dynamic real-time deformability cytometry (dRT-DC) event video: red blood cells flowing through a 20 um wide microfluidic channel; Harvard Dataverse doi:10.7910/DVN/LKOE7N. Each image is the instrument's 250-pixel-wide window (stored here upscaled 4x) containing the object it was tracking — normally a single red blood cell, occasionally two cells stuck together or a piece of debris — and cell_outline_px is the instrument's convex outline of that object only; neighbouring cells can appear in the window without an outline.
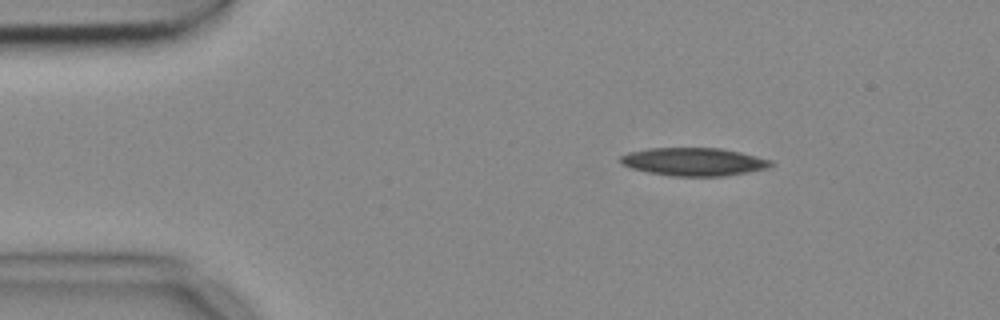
{"species": "common noctule bat (a hibernating species)", "species_latin": "Nyctalus noctula", "temperature_condition": "cold", "stored_images_in_passage": 4, "camera_frame_rate_fps": 3000, "um_per_image_px": 0.085, "animal": {"sex": "female", "body_mass_g": 18.4}, "frame": {"image": 1, "passage_image": 2, "time_ms": 0.333, "image_size_px": [1000, 320], "cell_outline_px": [[776, 164], [768, 168], [748, 172], [724, 176], [672, 176], [648, 172], [628, 168], [620, 164], [620, 156], [628, 152], [648, 148], [720, 148], [740, 152], [772, 160]], "centroid_in_image_um": [58.96, 13.75], "position_along_channel_um": 26.0, "area_um2": 24.8}}
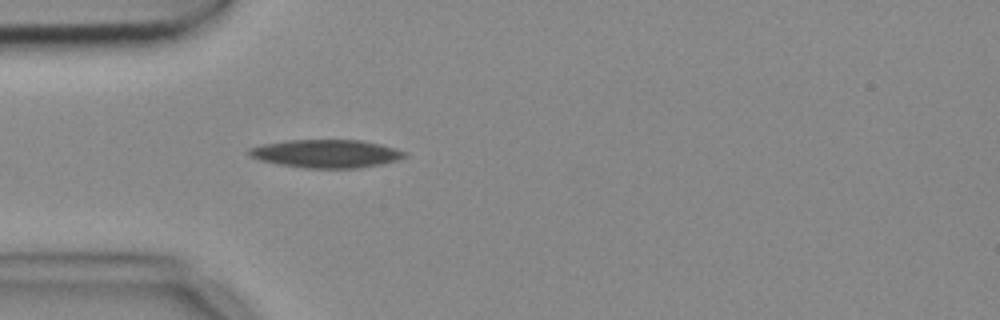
{"frame": {"image": 2, "passage_image": 4, "time_ms": 1.0, "image_size_px": [1000, 320], "cell_outline_px": [[404, 156], [396, 160], [380, 164], [356, 168], [304, 168], [280, 164], [260, 160], [248, 156], [248, 148], [264, 144], [288, 140], [360, 140], [392, 148], [404, 152]], "centroid_in_image_um": [27.63, 13.06], "position_along_channel_um": 57.4, "area_um2": 25.03}}